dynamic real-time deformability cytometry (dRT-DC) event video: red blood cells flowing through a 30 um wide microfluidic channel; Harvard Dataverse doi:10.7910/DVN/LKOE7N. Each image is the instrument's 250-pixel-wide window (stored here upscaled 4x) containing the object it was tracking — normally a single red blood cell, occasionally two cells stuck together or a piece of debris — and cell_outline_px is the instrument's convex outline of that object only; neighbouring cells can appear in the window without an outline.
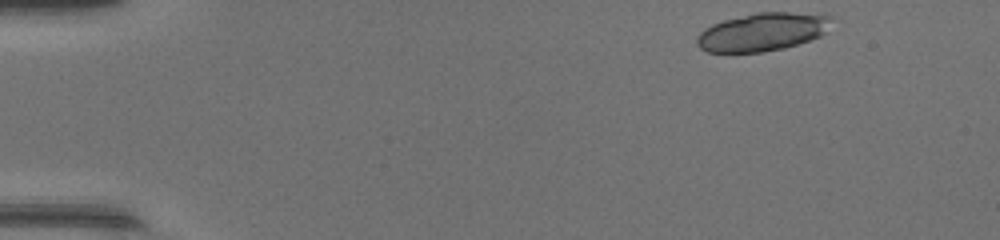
{"species": "common noctule bat (a hibernating species)", "species_latin": "Nyctalus noctula", "temperature_condition": "warm", "stored_images_in_passage": 43, "segment_of_instrument_passage": [1, 2], "camera_frame_rate_fps": 3000, "um_per_image_px": 0.085, "animal": {"sex": "female", "body_mass_g": 17.0, "forearm_length_mm": 48.0}, "frame": {"image": 1, "passage_image": 1, "time_ms": 0.0, "image_size_px": [1000, 240], "cell_outline_px": [[832, 16], [828, 32], [820, 36], [784, 48], [760, 52], [708, 52], [700, 48], [696, 44], [696, 36], [704, 28], [712, 24], [724, 20], [756, 12], [824, 12]], "centroid_in_image_um": [64.85, 2.69], "position_along_channel_um": 20.1, "area_um2": 30.35}}